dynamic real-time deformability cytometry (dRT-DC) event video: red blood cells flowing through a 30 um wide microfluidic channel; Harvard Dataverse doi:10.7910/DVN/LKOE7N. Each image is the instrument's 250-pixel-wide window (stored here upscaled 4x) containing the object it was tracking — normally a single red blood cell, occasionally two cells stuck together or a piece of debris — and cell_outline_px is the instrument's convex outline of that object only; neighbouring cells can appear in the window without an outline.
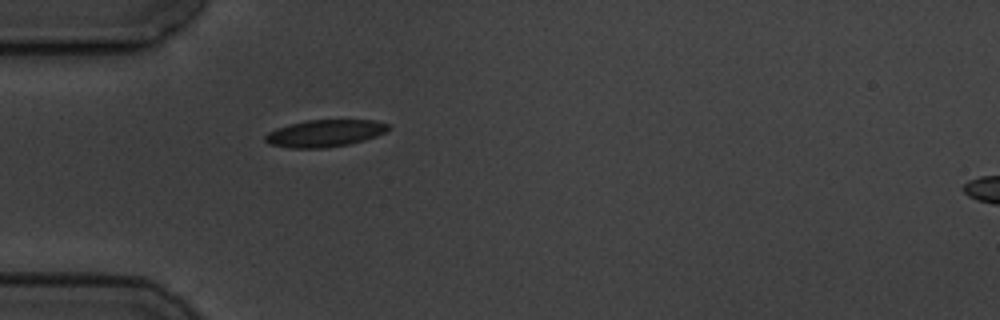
{"species": "common noctule bat (a hibernating species)", "species_latin": "Nyctalus noctula", "temperature_condition": "cold", "stored_images_in_passage": 1, "camera_frame_rate_fps": 3000, "um_per_image_px": 0.085, "animal": {"sex": "male", "body_mass_g": 19.5, "forearm_length_mm": 54.6}, "frame": {"image": 1, "passage_image": 1, "time_ms": 0.0, "image_size_px": [1000, 320], "cell_outline_px": [[392, 128], [376, 136], [364, 140], [348, 144], [324, 148], [288, 148], [268, 144], [264, 140], [264, 136], [268, 132], [276, 128], [288, 124], [308, 120], [376, 120], [388, 124]], "centroid_in_image_um": [27.58, 11.33], "position_along_channel_um": 57.4, "area_um2": 19.54}}